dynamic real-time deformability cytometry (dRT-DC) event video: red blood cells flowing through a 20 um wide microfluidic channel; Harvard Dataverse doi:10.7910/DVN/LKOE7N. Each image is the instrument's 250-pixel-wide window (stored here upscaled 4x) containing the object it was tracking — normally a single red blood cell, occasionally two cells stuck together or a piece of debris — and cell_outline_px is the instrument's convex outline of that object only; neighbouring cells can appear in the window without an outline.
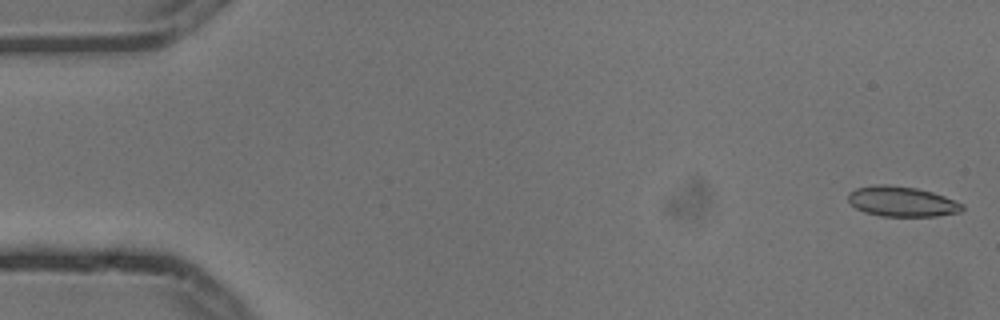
{"species": "common noctule bat (a hibernating species)", "species_latin": "Nyctalus noctula", "temperature_condition": "cold", "stored_images_in_passage": 6, "segment_of_instrument_passage": [1, 2], "camera_frame_rate_fps": 3000, "um_per_image_px": 0.085, "animal": {"sex": "male", "body_mass_g": 13.3}, "frame": {"image": 1, "passage_image": 1, "time_ms": 0.0, "image_size_px": [1000, 320], "cell_outline_px": [[964, 208], [960, 212], [936, 216], [880, 216], [864, 212], [856, 208], [848, 200], [848, 192], [856, 188], [876, 184], [884, 184], [916, 188], [932, 192], [944, 196], [964, 204]], "centroid_in_image_um": [76.65, 17.13], "position_along_channel_um": 8.4, "area_um2": 20.06}}
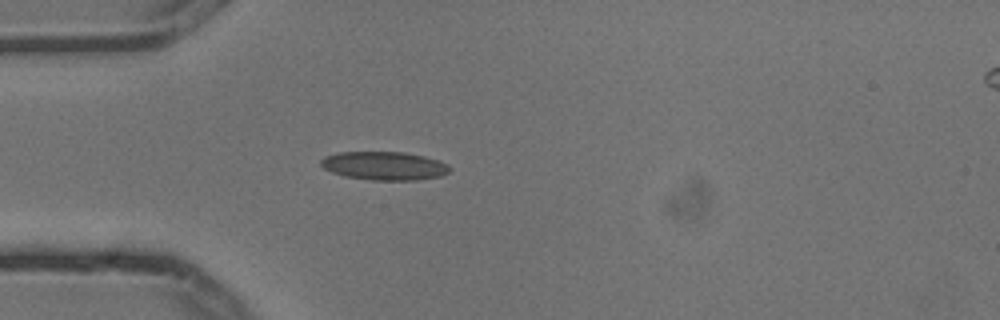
{"frame": {"image": 2, "passage_image": 5, "time_ms": 1.333, "image_size_px": [1000, 320], "cell_outline_px": [[452, 168], [448, 172], [440, 176], [416, 180], [372, 180], [344, 176], [332, 172], [324, 168], [320, 164], [320, 160], [324, 156], [336, 152], [404, 152], [424, 156], [448, 164]], "centroid_in_image_um": [32.64, 14.09], "position_along_channel_um": 52.4, "area_um2": 21.39}}